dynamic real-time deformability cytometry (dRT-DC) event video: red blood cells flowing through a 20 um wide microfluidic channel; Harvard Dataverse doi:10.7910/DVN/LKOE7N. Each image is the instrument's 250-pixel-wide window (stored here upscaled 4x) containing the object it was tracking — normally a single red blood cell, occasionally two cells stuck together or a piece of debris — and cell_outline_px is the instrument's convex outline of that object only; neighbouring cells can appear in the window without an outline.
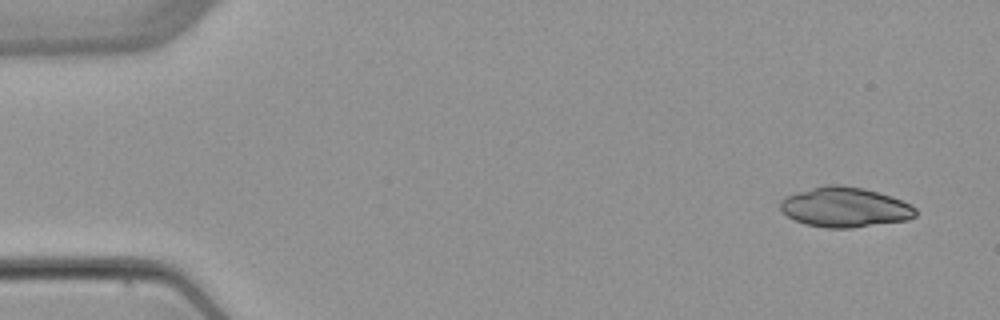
{"species": "common noctule bat (a hibernating species)", "species_latin": "Nyctalus noctula", "temperature_condition": "warm", "stored_images_in_passage": 5, "camera_frame_rate_fps": 3000, "um_per_image_px": 0.085, "animal": {"sex": "female", "body_mass_g": 22.7, "forearm_length_mm": 54.2}, "frame": {"image": 1, "passage_image": 1, "time_ms": 0.0, "image_size_px": [1000, 320], "cell_outline_px": [[916, 216], [908, 220], [852, 228], [828, 228], [804, 224], [788, 216], [780, 208], [780, 200], [784, 196], [824, 184], [840, 184], [864, 188], [892, 196], [912, 204], [916, 208]], "centroid_in_image_um": [71.83, 17.6], "position_along_channel_um": 13.2, "area_um2": 31.79}}
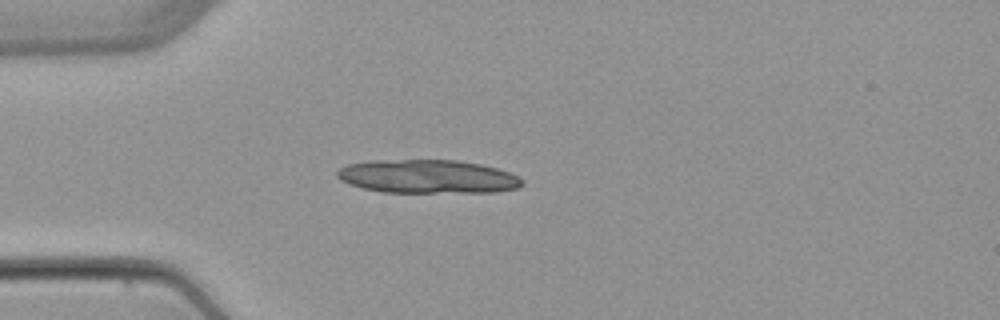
{"frame": {"image": 2, "passage_image": 4, "time_ms": 3.667, "image_size_px": [1000, 320], "cell_outline_px": [[524, 184], [520, 188], [496, 192], [384, 192], [364, 188], [348, 184], [340, 180], [336, 176], [336, 172], [340, 168], [348, 164], [372, 160], [456, 160], [480, 164], [496, 168], [508, 172], [524, 180]], "centroid_in_image_um": [36.35, 15.01], "position_along_channel_um": 48.6, "area_um2": 36.24}}